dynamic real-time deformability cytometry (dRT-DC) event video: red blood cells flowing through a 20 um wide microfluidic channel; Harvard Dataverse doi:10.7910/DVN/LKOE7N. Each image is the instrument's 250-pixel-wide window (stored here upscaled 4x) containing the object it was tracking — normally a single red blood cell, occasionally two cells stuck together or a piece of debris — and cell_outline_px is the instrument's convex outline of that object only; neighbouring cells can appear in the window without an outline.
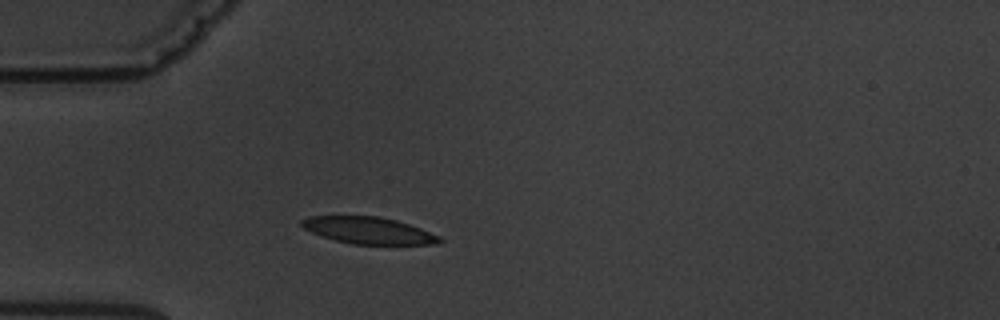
{"species": "common noctule bat (a hibernating species)", "species_latin": "Nyctalus noctula", "temperature_condition": "warm", "stored_images_in_passage": 2, "camera_frame_rate_fps": 3000, "um_per_image_px": 0.085, "animal": {"sex": "male", "body_mass_g": 19.5, "forearm_length_mm": 54.6}, "frame": {"image": 1, "passage_image": 2, "time_ms": 3.0, "image_size_px": [1000, 320], "cell_outline_px": [[444, 240], [436, 244], [352, 244], [320, 236], [304, 228], [300, 224], [300, 220], [308, 216], [380, 216], [396, 220], [420, 228], [440, 236]], "centroid_in_image_um": [31.31, 19.58], "position_along_channel_um": 53.7, "area_um2": 21.5}}